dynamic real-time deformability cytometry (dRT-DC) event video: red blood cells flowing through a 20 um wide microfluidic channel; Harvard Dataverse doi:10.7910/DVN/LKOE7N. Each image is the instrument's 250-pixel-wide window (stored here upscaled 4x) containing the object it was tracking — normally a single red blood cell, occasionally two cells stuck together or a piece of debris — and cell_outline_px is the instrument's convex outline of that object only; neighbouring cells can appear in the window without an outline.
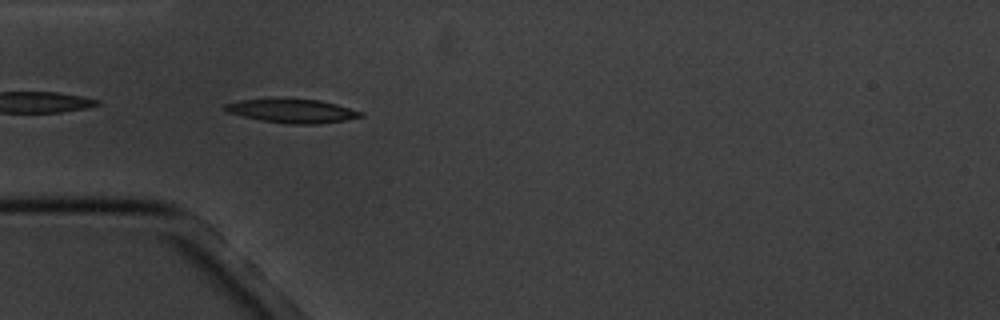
{"species": "common noctule bat (a hibernating species)", "species_latin": "Nyctalus noctula", "temperature_condition": "cold", "stored_images_in_passage": 7, "camera_frame_rate_fps": 3000, "um_per_image_px": 0.085, "animal": {"sex": "male", "body_mass_g": 20.1, "forearm_length_mm": 53.5}, "frame": {"image": 1, "passage_image": 5, "time_ms": 4.333, "image_size_px": [1000, 320], "cell_outline_px": [[364, 116], [344, 120], [316, 124], [288, 124], [260, 120], [228, 112], [220, 108], [224, 104], [240, 100], [316, 100], [336, 104], [364, 112]], "centroid_in_image_um": [24.84, 9.45], "position_along_channel_um": 60.2, "area_um2": 18.32}}
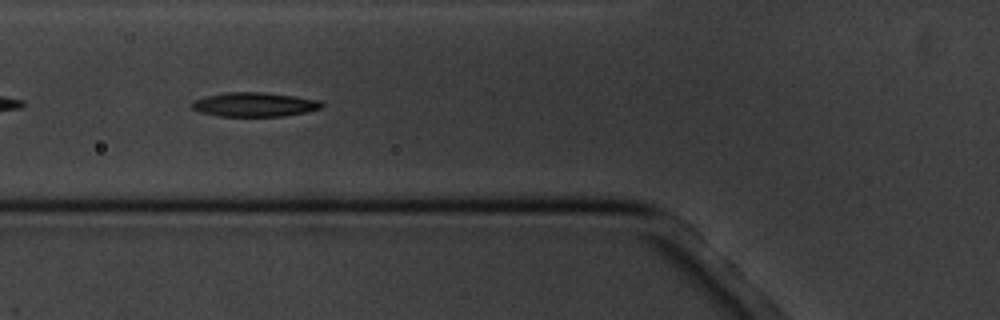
{"frame": {"image": 2, "passage_image": 6, "time_ms": 5.667, "image_size_px": [1000, 320], "cell_outline_px": [[324, 108], [284, 116], [220, 116], [200, 112], [192, 108], [192, 100], [204, 96], [228, 92], [264, 92], [296, 96], [320, 100], [324, 104]], "centroid_in_image_um": [21.65, 8.87], "position_along_channel_um": 104.2, "area_um2": 18.44}}
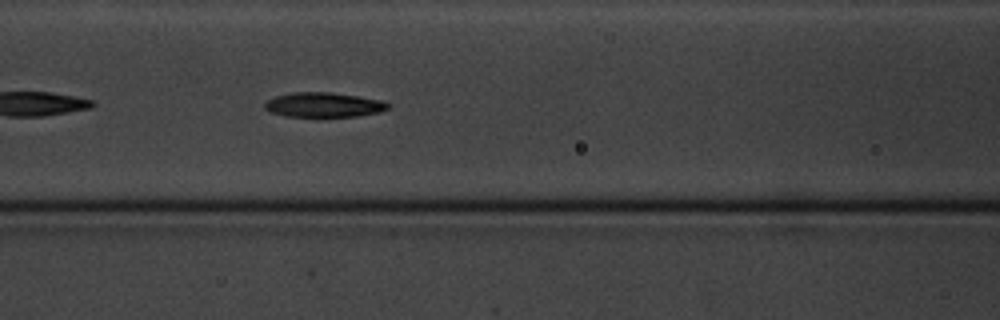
{"frame": {"image": 3, "passage_image": 7, "time_ms": 6.667, "image_size_px": [1000, 320], "cell_outline_px": [[392, 104], [388, 108], [380, 112], [360, 116], [320, 120], [284, 116], [268, 112], [264, 108], [264, 104], [268, 100], [276, 96], [292, 92], [328, 92], [356, 96], [380, 100]], "centroid_in_image_um": [27.48, 8.97], "position_along_channel_um": 139.1, "area_um2": 18.79}}